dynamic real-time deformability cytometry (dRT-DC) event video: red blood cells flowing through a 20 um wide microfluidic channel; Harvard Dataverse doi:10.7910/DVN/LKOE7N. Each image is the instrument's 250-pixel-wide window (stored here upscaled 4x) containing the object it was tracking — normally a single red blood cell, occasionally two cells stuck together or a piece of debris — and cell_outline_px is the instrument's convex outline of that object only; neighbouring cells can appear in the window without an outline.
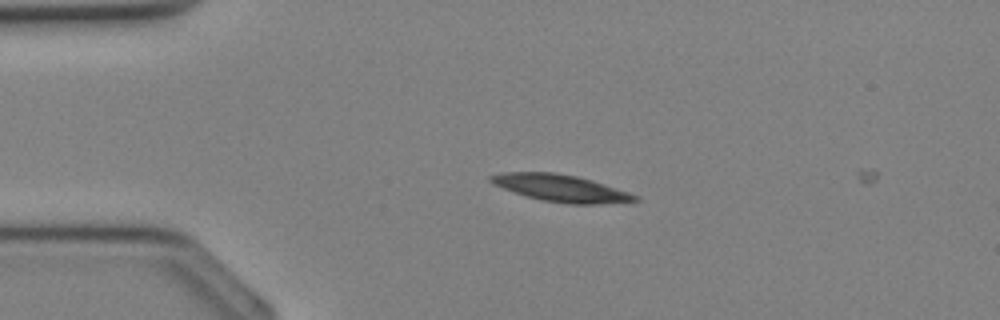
{"species": "Egyptian fruit bat (a non-hibernating species)", "species_latin": "Rousettus aegyptiacus", "temperature_condition": "cold", "stored_images_in_passage": 2, "camera_frame_rate_fps": 3000, "um_per_image_px": 0.085, "animal": {"sex": "female"}, "frame": {"image": 1, "passage_image": 1, "time_ms": 0.0, "image_size_px": [1000, 320], "cell_outline_px": [[640, 200], [600, 204], [568, 204], [540, 200], [524, 196], [492, 184], [488, 180], [488, 176], [500, 172], [552, 172], [576, 176], [592, 180], [640, 196]], "centroid_in_image_um": [47.62, 15.99], "position_along_channel_um": 37.4, "area_um2": 22.83}}